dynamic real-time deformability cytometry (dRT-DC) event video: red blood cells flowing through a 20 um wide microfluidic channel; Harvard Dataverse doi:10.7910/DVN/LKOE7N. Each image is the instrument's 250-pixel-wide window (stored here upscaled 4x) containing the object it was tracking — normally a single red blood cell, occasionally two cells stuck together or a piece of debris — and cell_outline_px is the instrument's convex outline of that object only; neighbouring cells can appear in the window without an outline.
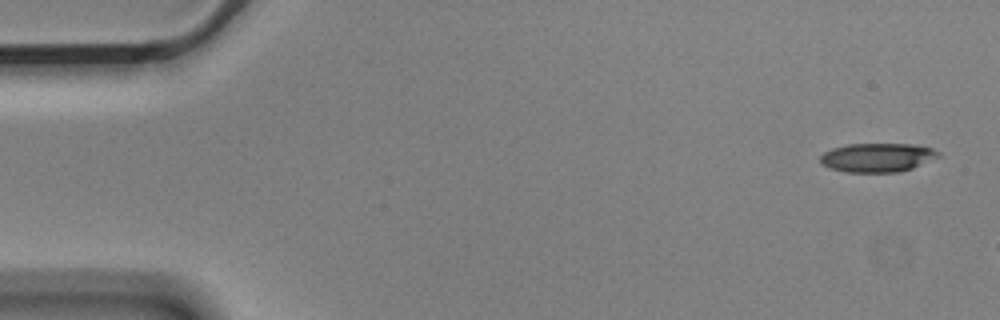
{"species": "Egyptian fruit bat (a non-hibernating species)", "species_latin": "Rousettus aegyptiacus", "temperature_condition": "cold", "stored_images_in_passage": 4, "camera_frame_rate_fps": 3000, "um_per_image_px": 0.085, "animal": {"sex": "male"}, "frame": {"image": 1, "passage_image": 1, "time_ms": 0.0, "image_size_px": [1000, 320], "cell_outline_px": [[940, 156], [912, 168], [896, 172], [848, 172], [828, 168], [820, 164], [820, 156], [824, 152], [832, 148], [848, 144], [912, 144], [932, 148], [940, 152]], "centroid_in_image_um": [74.54, 13.38], "position_along_channel_um": 10.5, "area_um2": 19.88}}